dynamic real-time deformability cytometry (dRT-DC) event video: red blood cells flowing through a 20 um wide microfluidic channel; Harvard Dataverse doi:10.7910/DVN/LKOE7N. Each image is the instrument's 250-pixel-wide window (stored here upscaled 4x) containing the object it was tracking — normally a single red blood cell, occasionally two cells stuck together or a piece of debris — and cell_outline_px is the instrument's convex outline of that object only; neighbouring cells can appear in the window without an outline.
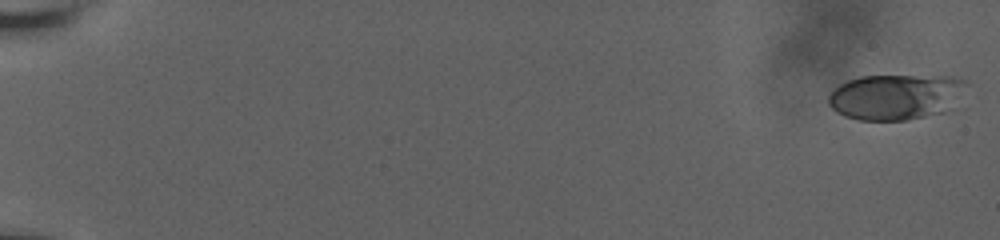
{"species": "human", "species_latin": "Homo sapiens", "temperature_condition": "room temperature", "stored_images_in_passage": 22, "camera_frame_rate_fps": 3000, "um_per_image_px": 0.085, "donor": {"sex": "male"}, "frame": {"image": 1, "passage_image": 1, "time_ms": 0.0, "image_size_px": [1000, 240], "cell_outline_px": [[968, 84], [944, 112], [908, 120], [860, 120], [844, 116], [836, 112], [828, 104], [828, 96], [840, 84], [848, 80], [860, 76], [952, 76], [968, 80]], "centroid_in_image_um": [76.1, 8.22], "position_along_channel_um": 8.9, "area_um2": 36.41}}
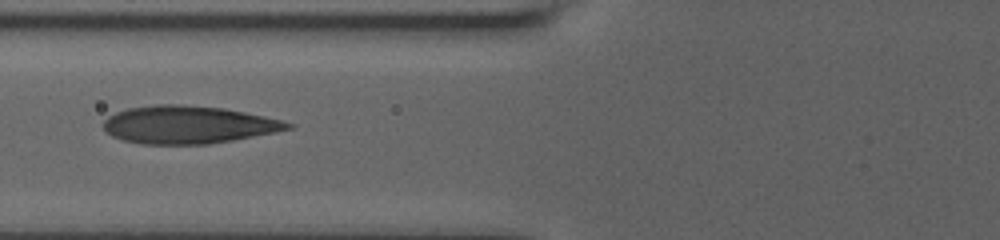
{"frame": {"image": 2, "passage_image": 16, "time_ms": 8.667, "image_size_px": [1000, 240], "cell_outline_px": [[296, 124], [292, 128], [232, 140], [208, 144], [144, 144], [124, 140], [112, 136], [104, 128], [104, 120], [108, 116], [116, 112], [128, 108], [156, 104], [180, 104], [224, 108], [284, 120]], "centroid_in_image_um": [16.0, 10.59], "position_along_channel_um": 109.8, "area_um2": 40.34}}
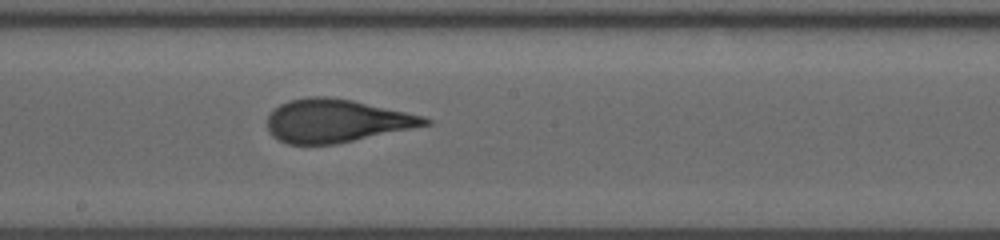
{"frame": {"image": 3, "passage_image": 22, "time_ms": 11.667, "image_size_px": [1000, 240], "cell_outline_px": [[432, 124], [336, 144], [288, 144], [272, 136], [268, 132], [268, 116], [280, 104], [288, 100], [308, 96], [324, 96], [352, 100], [424, 116], [432, 120]], "centroid_in_image_um": [28.58, 10.27], "position_along_channel_um": 219.6, "area_um2": 39.42}}